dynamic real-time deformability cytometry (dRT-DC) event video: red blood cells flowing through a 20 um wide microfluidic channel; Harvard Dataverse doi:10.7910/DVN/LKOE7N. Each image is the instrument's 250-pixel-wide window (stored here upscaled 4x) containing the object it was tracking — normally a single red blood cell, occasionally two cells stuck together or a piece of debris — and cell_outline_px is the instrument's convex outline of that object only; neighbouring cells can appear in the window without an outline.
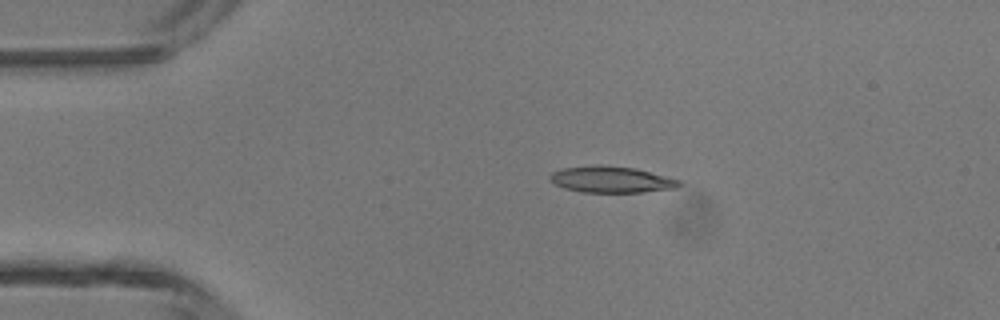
{"species": "common noctule bat (a hibernating species)", "species_latin": "Nyctalus noctula", "temperature_condition": "room temperature", "stored_images_in_passage": 2, "camera_frame_rate_fps": 3000, "um_per_image_px": 0.085, "animal": {"sex": "male", "body_mass_g": 13.3}, "frame": {"image": 1, "passage_image": 1, "time_ms": 0.0, "image_size_px": [1000, 320], "cell_outline_px": [[684, 184], [676, 188], [644, 192], [580, 192], [564, 188], [556, 184], [548, 176], [552, 172], [560, 168], [596, 164], [600, 164], [636, 168], [680, 180]], "centroid_in_image_um": [51.97, 15.24], "position_along_channel_um": 33.0, "area_um2": 20.06}}